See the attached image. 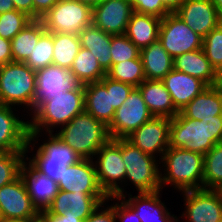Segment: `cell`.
<instances>
[{
  "label": "cell",
  "mask_w": 222,
  "mask_h": 222,
  "mask_svg": "<svg viewBox=\"0 0 222 222\" xmlns=\"http://www.w3.org/2000/svg\"><path fill=\"white\" fill-rule=\"evenodd\" d=\"M84 110V85L81 84L73 90L64 91L51 100L44 101L31 114L33 116L29 120L28 142L34 143L35 141L37 143L36 140H38L40 133L42 134L43 131H46L47 134L54 133L51 129L61 128V126L68 124Z\"/></svg>",
  "instance_id": "obj_1"
},
{
  "label": "cell",
  "mask_w": 222,
  "mask_h": 222,
  "mask_svg": "<svg viewBox=\"0 0 222 222\" xmlns=\"http://www.w3.org/2000/svg\"><path fill=\"white\" fill-rule=\"evenodd\" d=\"M222 142V115L202 121L186 118L179 112L171 119L169 147L183 148L205 155Z\"/></svg>",
  "instance_id": "obj_2"
},
{
  "label": "cell",
  "mask_w": 222,
  "mask_h": 222,
  "mask_svg": "<svg viewBox=\"0 0 222 222\" xmlns=\"http://www.w3.org/2000/svg\"><path fill=\"white\" fill-rule=\"evenodd\" d=\"M160 161L165 168V173L161 172L162 189L169 184L179 192L203 188L204 155L168 147Z\"/></svg>",
  "instance_id": "obj_3"
},
{
  "label": "cell",
  "mask_w": 222,
  "mask_h": 222,
  "mask_svg": "<svg viewBox=\"0 0 222 222\" xmlns=\"http://www.w3.org/2000/svg\"><path fill=\"white\" fill-rule=\"evenodd\" d=\"M55 134L81 159H93L98 150L111 139L108 126L85 110Z\"/></svg>",
  "instance_id": "obj_4"
},
{
  "label": "cell",
  "mask_w": 222,
  "mask_h": 222,
  "mask_svg": "<svg viewBox=\"0 0 222 222\" xmlns=\"http://www.w3.org/2000/svg\"><path fill=\"white\" fill-rule=\"evenodd\" d=\"M36 89V72L24 62H10L0 66V104L30 108ZM21 105V106H20Z\"/></svg>",
  "instance_id": "obj_5"
},
{
  "label": "cell",
  "mask_w": 222,
  "mask_h": 222,
  "mask_svg": "<svg viewBox=\"0 0 222 222\" xmlns=\"http://www.w3.org/2000/svg\"><path fill=\"white\" fill-rule=\"evenodd\" d=\"M122 159L126 168L125 182L131 181L138 193L162 190L161 167L160 169L158 167L160 160H156L153 155L142 152L126 138H122Z\"/></svg>",
  "instance_id": "obj_6"
},
{
  "label": "cell",
  "mask_w": 222,
  "mask_h": 222,
  "mask_svg": "<svg viewBox=\"0 0 222 222\" xmlns=\"http://www.w3.org/2000/svg\"><path fill=\"white\" fill-rule=\"evenodd\" d=\"M49 139L37 148L32 159L27 157L28 163L38 172L50 177L57 184L62 180L65 169L78 163L80 156L56 134L48 133ZM30 158V159H29Z\"/></svg>",
  "instance_id": "obj_7"
},
{
  "label": "cell",
  "mask_w": 222,
  "mask_h": 222,
  "mask_svg": "<svg viewBox=\"0 0 222 222\" xmlns=\"http://www.w3.org/2000/svg\"><path fill=\"white\" fill-rule=\"evenodd\" d=\"M97 179L100 187L108 196L122 198L124 189L120 187L125 182L126 168L122 159V138L110 139L94 156ZM120 181V182H119Z\"/></svg>",
  "instance_id": "obj_8"
},
{
  "label": "cell",
  "mask_w": 222,
  "mask_h": 222,
  "mask_svg": "<svg viewBox=\"0 0 222 222\" xmlns=\"http://www.w3.org/2000/svg\"><path fill=\"white\" fill-rule=\"evenodd\" d=\"M40 20L48 32L79 35L92 24V7L76 0H59Z\"/></svg>",
  "instance_id": "obj_9"
},
{
  "label": "cell",
  "mask_w": 222,
  "mask_h": 222,
  "mask_svg": "<svg viewBox=\"0 0 222 222\" xmlns=\"http://www.w3.org/2000/svg\"><path fill=\"white\" fill-rule=\"evenodd\" d=\"M158 40L173 59L183 53L202 49L203 44V37L175 13H169L161 20Z\"/></svg>",
  "instance_id": "obj_10"
},
{
  "label": "cell",
  "mask_w": 222,
  "mask_h": 222,
  "mask_svg": "<svg viewBox=\"0 0 222 222\" xmlns=\"http://www.w3.org/2000/svg\"><path fill=\"white\" fill-rule=\"evenodd\" d=\"M154 116L149 111L138 87H134L125 102L115 110L108 125L111 139L126 138Z\"/></svg>",
  "instance_id": "obj_11"
},
{
  "label": "cell",
  "mask_w": 222,
  "mask_h": 222,
  "mask_svg": "<svg viewBox=\"0 0 222 222\" xmlns=\"http://www.w3.org/2000/svg\"><path fill=\"white\" fill-rule=\"evenodd\" d=\"M185 201V212L181 215L188 222L222 221V191L195 189L181 192Z\"/></svg>",
  "instance_id": "obj_12"
},
{
  "label": "cell",
  "mask_w": 222,
  "mask_h": 222,
  "mask_svg": "<svg viewBox=\"0 0 222 222\" xmlns=\"http://www.w3.org/2000/svg\"><path fill=\"white\" fill-rule=\"evenodd\" d=\"M170 125V118L153 117L133 131L126 139L142 152L154 157H158L159 153V160H161L169 147Z\"/></svg>",
  "instance_id": "obj_13"
},
{
  "label": "cell",
  "mask_w": 222,
  "mask_h": 222,
  "mask_svg": "<svg viewBox=\"0 0 222 222\" xmlns=\"http://www.w3.org/2000/svg\"><path fill=\"white\" fill-rule=\"evenodd\" d=\"M0 213L2 219L34 220L40 216L20 176L0 188Z\"/></svg>",
  "instance_id": "obj_14"
},
{
  "label": "cell",
  "mask_w": 222,
  "mask_h": 222,
  "mask_svg": "<svg viewBox=\"0 0 222 222\" xmlns=\"http://www.w3.org/2000/svg\"><path fill=\"white\" fill-rule=\"evenodd\" d=\"M13 109L15 110V107L0 104V153H28V150L31 148L32 151L35 146V143L28 142L29 121L25 122L19 119L20 117H16Z\"/></svg>",
  "instance_id": "obj_15"
},
{
  "label": "cell",
  "mask_w": 222,
  "mask_h": 222,
  "mask_svg": "<svg viewBox=\"0 0 222 222\" xmlns=\"http://www.w3.org/2000/svg\"><path fill=\"white\" fill-rule=\"evenodd\" d=\"M36 72V89L33 98V111L44 101L64 91L75 89L79 83L70 70L51 64Z\"/></svg>",
  "instance_id": "obj_16"
},
{
  "label": "cell",
  "mask_w": 222,
  "mask_h": 222,
  "mask_svg": "<svg viewBox=\"0 0 222 222\" xmlns=\"http://www.w3.org/2000/svg\"><path fill=\"white\" fill-rule=\"evenodd\" d=\"M133 12L129 0L100 1L92 7V24L108 34L122 35Z\"/></svg>",
  "instance_id": "obj_17"
},
{
  "label": "cell",
  "mask_w": 222,
  "mask_h": 222,
  "mask_svg": "<svg viewBox=\"0 0 222 222\" xmlns=\"http://www.w3.org/2000/svg\"><path fill=\"white\" fill-rule=\"evenodd\" d=\"M174 13L203 38L222 22L211 0H185Z\"/></svg>",
  "instance_id": "obj_18"
},
{
  "label": "cell",
  "mask_w": 222,
  "mask_h": 222,
  "mask_svg": "<svg viewBox=\"0 0 222 222\" xmlns=\"http://www.w3.org/2000/svg\"><path fill=\"white\" fill-rule=\"evenodd\" d=\"M58 187L66 192L106 195L99 185L93 159H82L68 166Z\"/></svg>",
  "instance_id": "obj_19"
},
{
  "label": "cell",
  "mask_w": 222,
  "mask_h": 222,
  "mask_svg": "<svg viewBox=\"0 0 222 222\" xmlns=\"http://www.w3.org/2000/svg\"><path fill=\"white\" fill-rule=\"evenodd\" d=\"M20 177L24 182L33 206L39 213L46 211L59 192L58 184L50 177L35 170L26 161L20 168Z\"/></svg>",
  "instance_id": "obj_20"
},
{
  "label": "cell",
  "mask_w": 222,
  "mask_h": 222,
  "mask_svg": "<svg viewBox=\"0 0 222 222\" xmlns=\"http://www.w3.org/2000/svg\"><path fill=\"white\" fill-rule=\"evenodd\" d=\"M107 195H88L86 193L66 192L59 190L51 206L40 214L61 215L67 210L85 221L98 205L108 202Z\"/></svg>",
  "instance_id": "obj_21"
},
{
  "label": "cell",
  "mask_w": 222,
  "mask_h": 222,
  "mask_svg": "<svg viewBox=\"0 0 222 222\" xmlns=\"http://www.w3.org/2000/svg\"><path fill=\"white\" fill-rule=\"evenodd\" d=\"M162 81L179 112L208 87L202 80L175 69H172Z\"/></svg>",
  "instance_id": "obj_22"
},
{
  "label": "cell",
  "mask_w": 222,
  "mask_h": 222,
  "mask_svg": "<svg viewBox=\"0 0 222 222\" xmlns=\"http://www.w3.org/2000/svg\"><path fill=\"white\" fill-rule=\"evenodd\" d=\"M160 191L138 193L133 197L128 194V199L126 195L122 199L136 212L141 222H179L178 217L171 215L160 200Z\"/></svg>",
  "instance_id": "obj_23"
},
{
  "label": "cell",
  "mask_w": 222,
  "mask_h": 222,
  "mask_svg": "<svg viewBox=\"0 0 222 222\" xmlns=\"http://www.w3.org/2000/svg\"><path fill=\"white\" fill-rule=\"evenodd\" d=\"M138 88L154 117L172 119L179 113L162 80H144Z\"/></svg>",
  "instance_id": "obj_24"
},
{
  "label": "cell",
  "mask_w": 222,
  "mask_h": 222,
  "mask_svg": "<svg viewBox=\"0 0 222 222\" xmlns=\"http://www.w3.org/2000/svg\"><path fill=\"white\" fill-rule=\"evenodd\" d=\"M180 112L186 118L199 121L222 115V89L216 85L208 86Z\"/></svg>",
  "instance_id": "obj_25"
},
{
  "label": "cell",
  "mask_w": 222,
  "mask_h": 222,
  "mask_svg": "<svg viewBox=\"0 0 222 222\" xmlns=\"http://www.w3.org/2000/svg\"><path fill=\"white\" fill-rule=\"evenodd\" d=\"M173 69L196 77L208 86L215 85L217 72L202 49L186 52L173 59Z\"/></svg>",
  "instance_id": "obj_26"
},
{
  "label": "cell",
  "mask_w": 222,
  "mask_h": 222,
  "mask_svg": "<svg viewBox=\"0 0 222 222\" xmlns=\"http://www.w3.org/2000/svg\"><path fill=\"white\" fill-rule=\"evenodd\" d=\"M161 20L153 15L133 12L125 35L141 50L158 40Z\"/></svg>",
  "instance_id": "obj_27"
},
{
  "label": "cell",
  "mask_w": 222,
  "mask_h": 222,
  "mask_svg": "<svg viewBox=\"0 0 222 222\" xmlns=\"http://www.w3.org/2000/svg\"><path fill=\"white\" fill-rule=\"evenodd\" d=\"M78 36L81 47L92 52L101 68L107 72L112 66L110 53L112 35L91 24L85 27Z\"/></svg>",
  "instance_id": "obj_28"
},
{
  "label": "cell",
  "mask_w": 222,
  "mask_h": 222,
  "mask_svg": "<svg viewBox=\"0 0 222 222\" xmlns=\"http://www.w3.org/2000/svg\"><path fill=\"white\" fill-rule=\"evenodd\" d=\"M146 80H162L173 69V58L157 40L140 50Z\"/></svg>",
  "instance_id": "obj_29"
},
{
  "label": "cell",
  "mask_w": 222,
  "mask_h": 222,
  "mask_svg": "<svg viewBox=\"0 0 222 222\" xmlns=\"http://www.w3.org/2000/svg\"><path fill=\"white\" fill-rule=\"evenodd\" d=\"M85 111L107 126L113 120L115 109L111 106L110 91L99 81L84 85Z\"/></svg>",
  "instance_id": "obj_30"
},
{
  "label": "cell",
  "mask_w": 222,
  "mask_h": 222,
  "mask_svg": "<svg viewBox=\"0 0 222 222\" xmlns=\"http://www.w3.org/2000/svg\"><path fill=\"white\" fill-rule=\"evenodd\" d=\"M40 19H33L11 40V53L14 62H25L45 32Z\"/></svg>",
  "instance_id": "obj_31"
},
{
  "label": "cell",
  "mask_w": 222,
  "mask_h": 222,
  "mask_svg": "<svg viewBox=\"0 0 222 222\" xmlns=\"http://www.w3.org/2000/svg\"><path fill=\"white\" fill-rule=\"evenodd\" d=\"M70 72L81 85L99 82L106 76V72L99 65L97 58L92 52L82 47L74 59Z\"/></svg>",
  "instance_id": "obj_32"
},
{
  "label": "cell",
  "mask_w": 222,
  "mask_h": 222,
  "mask_svg": "<svg viewBox=\"0 0 222 222\" xmlns=\"http://www.w3.org/2000/svg\"><path fill=\"white\" fill-rule=\"evenodd\" d=\"M81 48L78 35L53 33V63L70 70L74 59Z\"/></svg>",
  "instance_id": "obj_33"
},
{
  "label": "cell",
  "mask_w": 222,
  "mask_h": 222,
  "mask_svg": "<svg viewBox=\"0 0 222 222\" xmlns=\"http://www.w3.org/2000/svg\"><path fill=\"white\" fill-rule=\"evenodd\" d=\"M106 76L112 80L138 87L146 80L141 56L113 64L106 72Z\"/></svg>",
  "instance_id": "obj_34"
},
{
  "label": "cell",
  "mask_w": 222,
  "mask_h": 222,
  "mask_svg": "<svg viewBox=\"0 0 222 222\" xmlns=\"http://www.w3.org/2000/svg\"><path fill=\"white\" fill-rule=\"evenodd\" d=\"M203 188L222 189V142L204 155Z\"/></svg>",
  "instance_id": "obj_35"
},
{
  "label": "cell",
  "mask_w": 222,
  "mask_h": 222,
  "mask_svg": "<svg viewBox=\"0 0 222 222\" xmlns=\"http://www.w3.org/2000/svg\"><path fill=\"white\" fill-rule=\"evenodd\" d=\"M24 63L34 71L53 63V33L45 31L40 36L32 53Z\"/></svg>",
  "instance_id": "obj_36"
},
{
  "label": "cell",
  "mask_w": 222,
  "mask_h": 222,
  "mask_svg": "<svg viewBox=\"0 0 222 222\" xmlns=\"http://www.w3.org/2000/svg\"><path fill=\"white\" fill-rule=\"evenodd\" d=\"M26 152L0 153V188L20 176Z\"/></svg>",
  "instance_id": "obj_37"
},
{
  "label": "cell",
  "mask_w": 222,
  "mask_h": 222,
  "mask_svg": "<svg viewBox=\"0 0 222 222\" xmlns=\"http://www.w3.org/2000/svg\"><path fill=\"white\" fill-rule=\"evenodd\" d=\"M33 19L19 10L0 14V37L12 40Z\"/></svg>",
  "instance_id": "obj_38"
},
{
  "label": "cell",
  "mask_w": 222,
  "mask_h": 222,
  "mask_svg": "<svg viewBox=\"0 0 222 222\" xmlns=\"http://www.w3.org/2000/svg\"><path fill=\"white\" fill-rule=\"evenodd\" d=\"M202 50L217 72L222 67V22L203 38Z\"/></svg>",
  "instance_id": "obj_39"
},
{
  "label": "cell",
  "mask_w": 222,
  "mask_h": 222,
  "mask_svg": "<svg viewBox=\"0 0 222 222\" xmlns=\"http://www.w3.org/2000/svg\"><path fill=\"white\" fill-rule=\"evenodd\" d=\"M110 50L112 65L140 55V49L125 34L112 35Z\"/></svg>",
  "instance_id": "obj_40"
},
{
  "label": "cell",
  "mask_w": 222,
  "mask_h": 222,
  "mask_svg": "<svg viewBox=\"0 0 222 222\" xmlns=\"http://www.w3.org/2000/svg\"><path fill=\"white\" fill-rule=\"evenodd\" d=\"M100 82L106 87L107 91H110L111 106L115 110L125 102L134 88L130 84L112 80L107 76H104Z\"/></svg>",
  "instance_id": "obj_41"
},
{
  "label": "cell",
  "mask_w": 222,
  "mask_h": 222,
  "mask_svg": "<svg viewBox=\"0 0 222 222\" xmlns=\"http://www.w3.org/2000/svg\"><path fill=\"white\" fill-rule=\"evenodd\" d=\"M134 12L149 14L163 19L171 13L162 3V0H129Z\"/></svg>",
  "instance_id": "obj_42"
},
{
  "label": "cell",
  "mask_w": 222,
  "mask_h": 222,
  "mask_svg": "<svg viewBox=\"0 0 222 222\" xmlns=\"http://www.w3.org/2000/svg\"><path fill=\"white\" fill-rule=\"evenodd\" d=\"M113 199L120 201V204L115 203L116 220H120V222H141L136 212L122 198L111 196L107 200L112 201Z\"/></svg>",
  "instance_id": "obj_43"
},
{
  "label": "cell",
  "mask_w": 222,
  "mask_h": 222,
  "mask_svg": "<svg viewBox=\"0 0 222 222\" xmlns=\"http://www.w3.org/2000/svg\"><path fill=\"white\" fill-rule=\"evenodd\" d=\"M102 205L106 204L101 203L98 205L84 222H116L115 204L107 206L104 209Z\"/></svg>",
  "instance_id": "obj_44"
},
{
  "label": "cell",
  "mask_w": 222,
  "mask_h": 222,
  "mask_svg": "<svg viewBox=\"0 0 222 222\" xmlns=\"http://www.w3.org/2000/svg\"><path fill=\"white\" fill-rule=\"evenodd\" d=\"M59 0H33V19H40Z\"/></svg>",
  "instance_id": "obj_45"
},
{
  "label": "cell",
  "mask_w": 222,
  "mask_h": 222,
  "mask_svg": "<svg viewBox=\"0 0 222 222\" xmlns=\"http://www.w3.org/2000/svg\"><path fill=\"white\" fill-rule=\"evenodd\" d=\"M40 216L46 222H84L83 220L77 218V215H74L73 212L67 210L61 215L55 214H40Z\"/></svg>",
  "instance_id": "obj_46"
},
{
  "label": "cell",
  "mask_w": 222,
  "mask_h": 222,
  "mask_svg": "<svg viewBox=\"0 0 222 222\" xmlns=\"http://www.w3.org/2000/svg\"><path fill=\"white\" fill-rule=\"evenodd\" d=\"M12 61L11 41L0 37V66Z\"/></svg>",
  "instance_id": "obj_47"
},
{
  "label": "cell",
  "mask_w": 222,
  "mask_h": 222,
  "mask_svg": "<svg viewBox=\"0 0 222 222\" xmlns=\"http://www.w3.org/2000/svg\"><path fill=\"white\" fill-rule=\"evenodd\" d=\"M16 10L26 13L33 19V0H13Z\"/></svg>",
  "instance_id": "obj_48"
},
{
  "label": "cell",
  "mask_w": 222,
  "mask_h": 222,
  "mask_svg": "<svg viewBox=\"0 0 222 222\" xmlns=\"http://www.w3.org/2000/svg\"><path fill=\"white\" fill-rule=\"evenodd\" d=\"M185 0H162L163 5L174 13Z\"/></svg>",
  "instance_id": "obj_49"
},
{
  "label": "cell",
  "mask_w": 222,
  "mask_h": 222,
  "mask_svg": "<svg viewBox=\"0 0 222 222\" xmlns=\"http://www.w3.org/2000/svg\"><path fill=\"white\" fill-rule=\"evenodd\" d=\"M15 9L13 0H0V14L9 12Z\"/></svg>",
  "instance_id": "obj_50"
},
{
  "label": "cell",
  "mask_w": 222,
  "mask_h": 222,
  "mask_svg": "<svg viewBox=\"0 0 222 222\" xmlns=\"http://www.w3.org/2000/svg\"><path fill=\"white\" fill-rule=\"evenodd\" d=\"M211 2L214 4L219 14V17L222 20V0H211Z\"/></svg>",
  "instance_id": "obj_51"
},
{
  "label": "cell",
  "mask_w": 222,
  "mask_h": 222,
  "mask_svg": "<svg viewBox=\"0 0 222 222\" xmlns=\"http://www.w3.org/2000/svg\"><path fill=\"white\" fill-rule=\"evenodd\" d=\"M215 85L222 89V67L217 71V80Z\"/></svg>",
  "instance_id": "obj_52"
},
{
  "label": "cell",
  "mask_w": 222,
  "mask_h": 222,
  "mask_svg": "<svg viewBox=\"0 0 222 222\" xmlns=\"http://www.w3.org/2000/svg\"><path fill=\"white\" fill-rule=\"evenodd\" d=\"M76 1H79V2H81V3L88 4V5H90L91 7H94V6H96L101 0H76Z\"/></svg>",
  "instance_id": "obj_53"
},
{
  "label": "cell",
  "mask_w": 222,
  "mask_h": 222,
  "mask_svg": "<svg viewBox=\"0 0 222 222\" xmlns=\"http://www.w3.org/2000/svg\"><path fill=\"white\" fill-rule=\"evenodd\" d=\"M30 220L1 219L0 222H29Z\"/></svg>",
  "instance_id": "obj_54"
},
{
  "label": "cell",
  "mask_w": 222,
  "mask_h": 222,
  "mask_svg": "<svg viewBox=\"0 0 222 222\" xmlns=\"http://www.w3.org/2000/svg\"><path fill=\"white\" fill-rule=\"evenodd\" d=\"M29 222H46V221L41 216H39L38 218L30 220Z\"/></svg>",
  "instance_id": "obj_55"
}]
</instances>
